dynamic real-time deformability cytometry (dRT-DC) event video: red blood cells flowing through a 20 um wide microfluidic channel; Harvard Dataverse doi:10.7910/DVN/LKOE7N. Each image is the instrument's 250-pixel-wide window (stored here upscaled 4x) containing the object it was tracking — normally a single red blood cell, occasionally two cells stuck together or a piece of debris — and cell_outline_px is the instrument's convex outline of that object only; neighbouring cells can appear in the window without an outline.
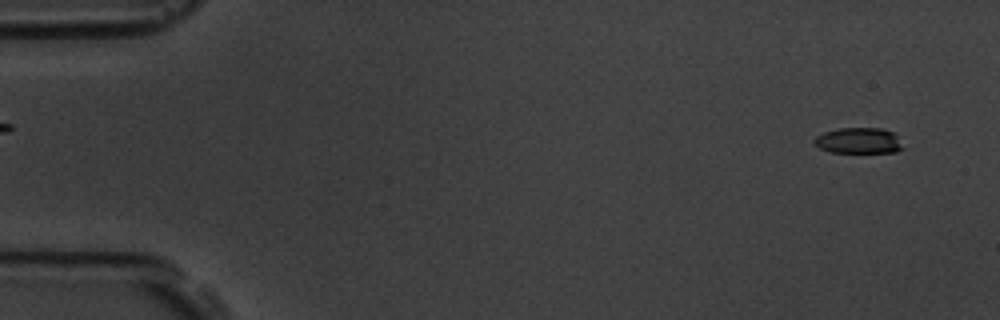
{"species": "common noctule bat (a hibernating species)", "species_latin": "Nyctalus noctula", "temperature_condition": "room temperature", "stored_images_in_passage": 12, "camera_frame_rate_fps": 3000, "um_per_image_px": 0.085, "animal": {"sex": "male", "body_mass_g": 19.5, "forearm_length_mm": 54.6}, "frame": {"image": 1, "passage_image": 3, "time_ms": 0.667, "image_size_px": [1000, 320], "cell_outline_px": [[904, 148], [896, 152], [832, 152], [820, 148], [812, 140], [816, 136], [824, 132], [840, 128], [880, 128], [892, 132], [896, 136]], "centroid_in_image_um": [72.98, 11.95], "position_along_channel_um": 12.0, "area_um2": 13.18}}